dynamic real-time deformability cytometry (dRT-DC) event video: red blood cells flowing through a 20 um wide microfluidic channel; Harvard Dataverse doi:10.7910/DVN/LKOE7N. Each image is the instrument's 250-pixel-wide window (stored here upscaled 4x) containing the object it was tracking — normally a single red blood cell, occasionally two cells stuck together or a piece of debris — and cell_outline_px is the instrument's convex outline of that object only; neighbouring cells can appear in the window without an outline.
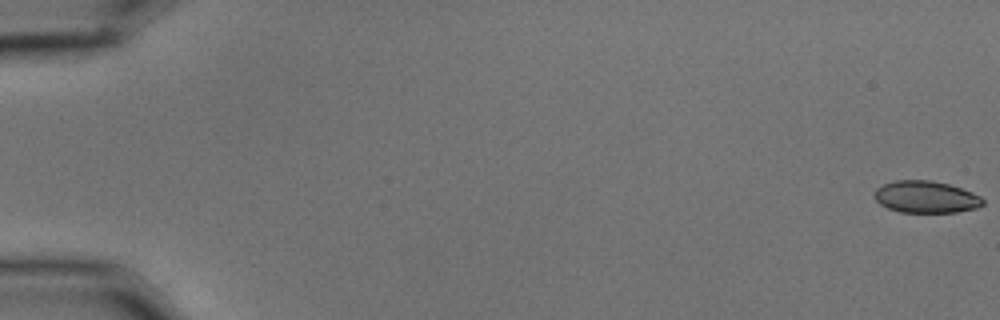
{"species": "common noctule bat (a hibernating species)", "species_latin": "Nyctalus noctula", "temperature_condition": "cold", "stored_images_in_passage": 57, "camera_frame_rate_fps": 3000, "um_per_image_px": 0.085, "animal": {"sex": "male", "body_mass_g": 15.6}, "frame": {"image": 1, "passage_image": 1, "time_ms": 0.0, "image_size_px": [1000, 320], "cell_outline_px": [[984, 204], [976, 208], [956, 212], [900, 212], [888, 208], [880, 204], [876, 200], [876, 188], [884, 184], [896, 180], [932, 180], [948, 184], [972, 192], [980, 196], [984, 200]], "centroid_in_image_um": [78.72, 16.74], "position_along_channel_um": 6.3, "area_um2": 20.06}}
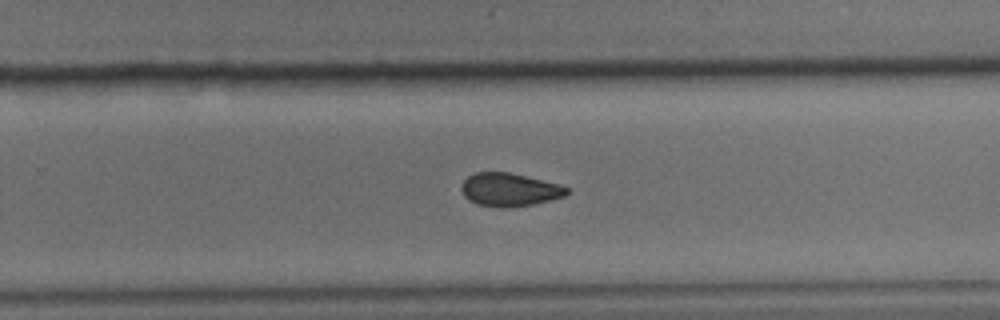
{"frame": {"image": 2, "passage_image": 38, "time_ms": 12.333, "image_size_px": [1000, 320], "cell_outline_px": [[568, 192], [564, 196], [552, 200], [532, 204], [504, 208], [496, 208], [476, 204], [468, 200], [464, 196], [460, 188], [464, 180], [468, 176], [476, 172], [508, 172], [560, 184], [568, 188]], "centroid_in_image_um": [43.27, 16.13], "position_along_channel_um": 286.5, "area_um2": 20.46}}
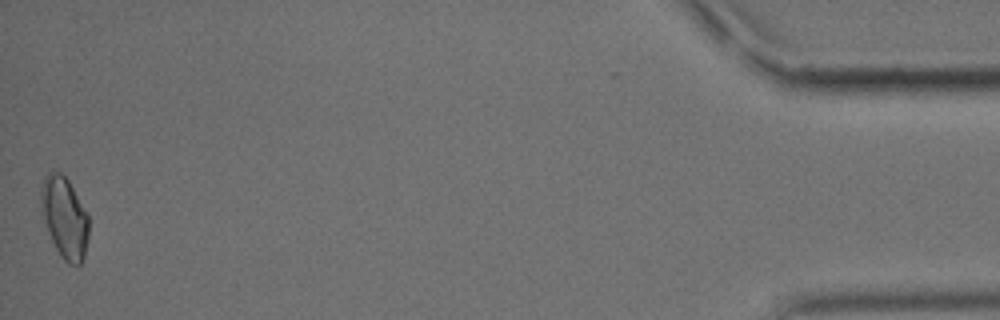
{"frame": {"image": 3, "passage_image": 57, "time_ms": 18.667, "image_size_px": [1000, 320], "cell_outline_px": [[88, 236], [84, 256], [80, 264], [68, 264], [60, 256], [52, 240], [44, 216], [40, 200], [40, 192], [44, 176], [52, 168], [60, 172], [68, 180], [88, 216]], "centroid_in_image_um": [5.48, 18.45], "position_along_channel_um": 429.7, "area_um2": 22.2}, "authors_computed_cell_mechanics": {"area_um2": 21.1548, "velocity_mm_per_s": 3.6003, "shape_relaxation_time_tau1_ms": 6.3049, "shape_relaxation_time_tau2_ms": 3.6255, "deformation_change_tau1": 0.1176, "deformation_change_tau2": 0.0664}}